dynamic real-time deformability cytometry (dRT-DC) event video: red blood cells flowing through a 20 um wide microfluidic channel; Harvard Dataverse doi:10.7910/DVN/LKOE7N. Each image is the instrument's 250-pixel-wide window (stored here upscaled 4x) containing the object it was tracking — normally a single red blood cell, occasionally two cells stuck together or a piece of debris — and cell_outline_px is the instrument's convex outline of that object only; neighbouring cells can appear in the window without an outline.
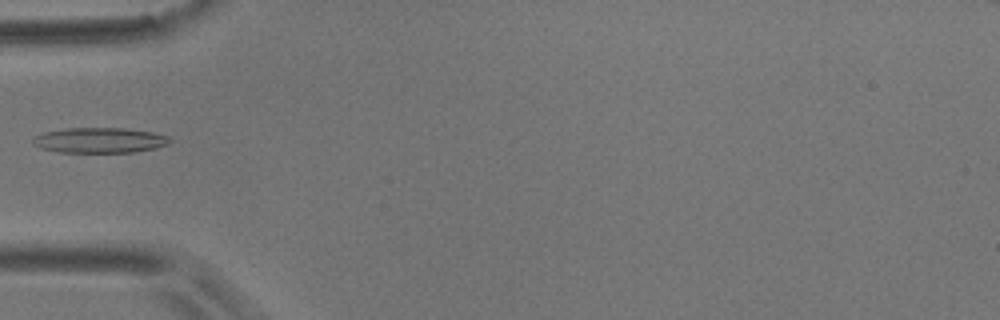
{"species": "common noctule bat (a hibernating species)", "species_latin": "Nyctalus noctula", "temperature_condition": "room temperature", "stored_images_in_passage": 8, "camera_frame_rate_fps": 3000, "um_per_image_px": 0.085, "animal": {"sex": "male", "body_mass_g": 17.9}, "frame": {"image": 1, "passage_image": 5, "time_ms": 5.0, "image_size_px": [1000, 320], "cell_outline_px": [[172, 140], [168, 144], [156, 148], [136, 152], [60, 152], [40, 148], [32, 144], [32, 140], [36, 136], [44, 132], [64, 128], [124, 128], [152, 132], [168, 136]], "centroid_in_image_um": [8.47, 11.92], "position_along_channel_um": 76.5, "area_um2": 20.23}}
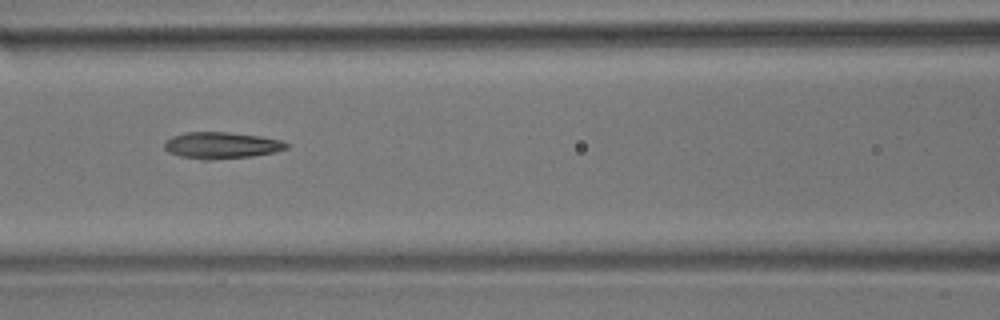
{"frame": {"image": 2, "passage_image": 7, "time_ms": 7.0, "image_size_px": [1000, 320], "cell_outline_px": [[288, 148], [272, 152], [252, 156], [212, 160], [204, 160], [180, 156], [168, 152], [164, 148], [164, 140], [172, 136], [184, 132], [228, 132], [260, 136], [280, 140], [288, 144]], "centroid_in_image_um": [18.76, 12.35], "position_along_channel_um": 147.8, "area_um2": 18.9}}
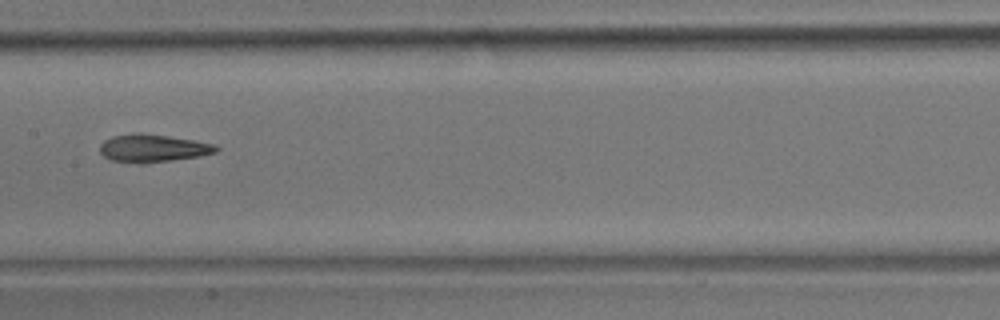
{"frame": {"image": 3, "passage_image": 8, "time_ms": 8.333, "image_size_px": [1000, 320], "cell_outline_px": [[220, 148], [216, 152], [200, 156], [144, 164], [140, 164], [112, 160], [104, 156], [100, 152], [100, 144], [104, 140], [112, 136], [132, 132], [140, 132], [168, 136], [192, 140], [212, 144]], "centroid_in_image_um": [12.95, 12.59], "position_along_channel_um": 194.5, "area_um2": 18.9}}